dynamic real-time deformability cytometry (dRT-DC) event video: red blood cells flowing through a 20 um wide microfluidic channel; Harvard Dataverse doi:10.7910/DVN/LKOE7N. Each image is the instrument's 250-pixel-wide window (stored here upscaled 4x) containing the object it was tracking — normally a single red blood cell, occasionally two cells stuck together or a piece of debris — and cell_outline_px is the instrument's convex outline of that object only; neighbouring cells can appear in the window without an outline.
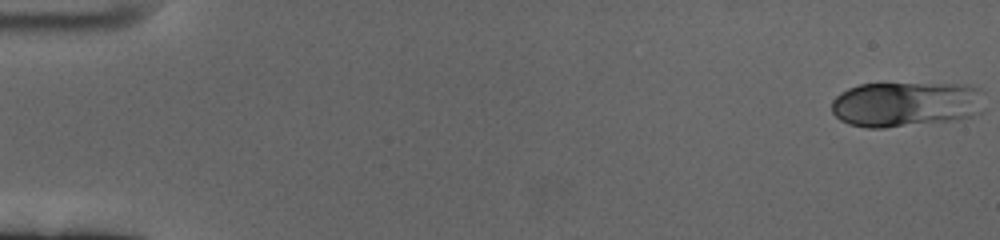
{"species": "human", "species_latin": "Homo sapiens", "temperature_condition": "cold", "stored_images_in_passage": 60, "camera_frame_rate_fps": 3000, "um_per_image_px": 0.085, "donor": {"sex": "female"}, "frame": {"image": 1, "passage_image": 1, "time_ms": 0.0, "image_size_px": [1000, 240], "cell_outline_px": [[984, 92], [972, 116], [956, 120], [884, 128], [868, 128], [848, 124], [840, 120], [832, 112], [832, 100], [840, 92], [848, 88], [860, 84], [968, 84], [980, 88]], "centroid_in_image_um": [76.93, 8.85], "position_along_channel_um": 8.1, "area_um2": 40.11}}
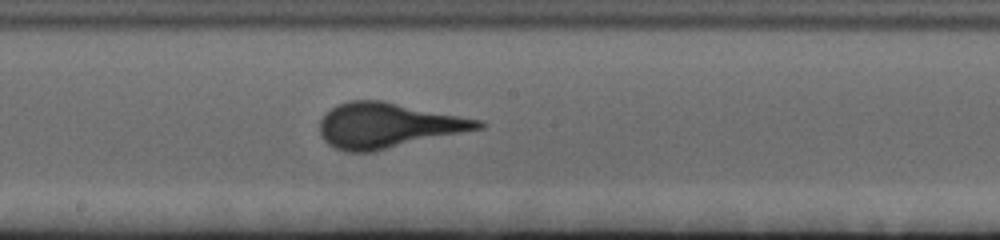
{"frame": {"image": 2, "passage_image": 33, "time_ms": 10.667, "image_size_px": [1000, 240], "cell_outline_px": [[488, 124], [484, 128], [372, 152], [344, 152], [328, 144], [320, 136], [320, 120], [336, 104], [348, 100], [380, 100], [484, 120]], "centroid_in_image_um": [32.99, 10.66], "position_along_channel_um": 215.2, "area_um2": 41.79}}
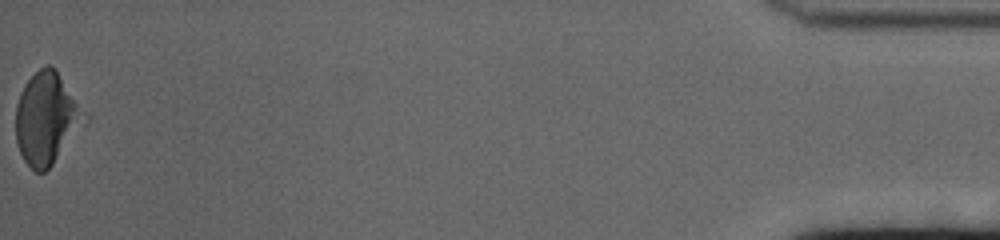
{"frame": {"image": 3, "passage_image": 60, "time_ms": 19.667, "image_size_px": [1000, 240], "cell_outline_px": [[92, 116], [52, 164], [44, 172], [36, 172], [24, 160], [20, 152], [16, 140], [16, 104], [20, 92], [24, 84], [40, 68], [48, 64], [56, 72]], "centroid_in_image_um": [4.0, 10.07], "position_along_channel_um": 431.2, "area_um2": 36.88}}